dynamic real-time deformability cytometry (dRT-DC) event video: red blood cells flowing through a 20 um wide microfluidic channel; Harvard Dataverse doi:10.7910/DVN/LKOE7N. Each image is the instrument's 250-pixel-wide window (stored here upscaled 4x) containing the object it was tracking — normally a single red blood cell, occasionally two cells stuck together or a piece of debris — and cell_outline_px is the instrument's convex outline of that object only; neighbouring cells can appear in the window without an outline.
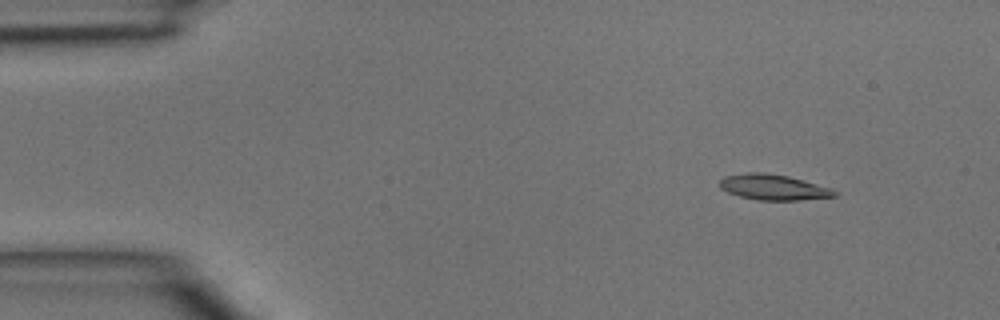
{"species": "common noctule bat (a hibernating species)", "species_latin": "Nyctalus noctula", "temperature_condition": "room temperature", "stored_images_in_passage": 4, "camera_frame_rate_fps": 3000, "um_per_image_px": 0.085, "animal": {"sex": "male", "body_mass_g": 15.6}, "frame": {"image": 1, "passage_image": 2, "time_ms": 0.333, "image_size_px": [1000, 320], "cell_outline_px": [[840, 192], [836, 196], [800, 200], [760, 200], [740, 196], [728, 192], [720, 188], [720, 180], [724, 176], [748, 172], [764, 172], [788, 176], [804, 180], [832, 188]], "centroid_in_image_um": [65.78, 15.91], "position_along_channel_um": 19.2, "area_um2": 17.17}}
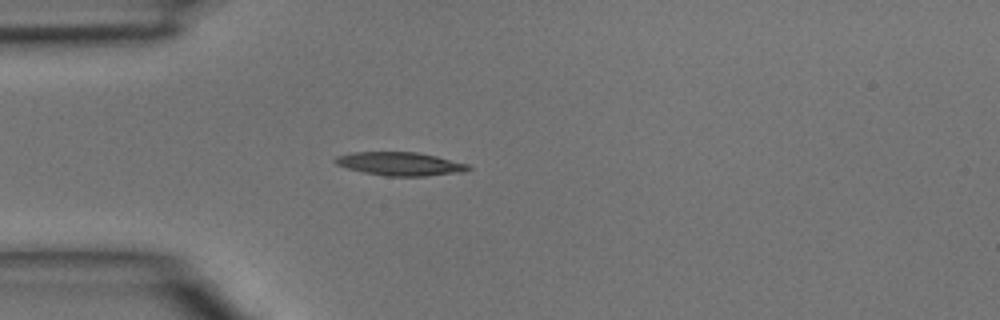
{"frame": {"image": 2, "passage_image": 4, "time_ms": 1.0, "image_size_px": [1000, 320], "cell_outline_px": [[472, 168], [464, 172], [428, 176], [384, 176], [364, 172], [348, 168], [336, 164], [332, 160], [336, 156], [352, 152], [416, 152], [436, 156], [468, 164]], "centroid_in_image_um": [34.01, 13.93], "position_along_channel_um": 51.0, "area_um2": 18.21}}